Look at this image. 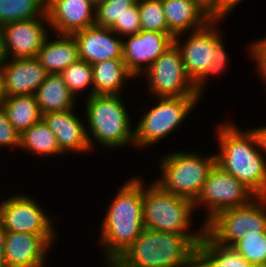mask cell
I'll use <instances>...</instances> for the list:
<instances>
[{
  "label": "cell",
  "instance_id": "cell-1",
  "mask_svg": "<svg viewBox=\"0 0 266 267\" xmlns=\"http://www.w3.org/2000/svg\"><path fill=\"white\" fill-rule=\"evenodd\" d=\"M199 234L159 232L144 228L109 267H194Z\"/></svg>",
  "mask_w": 266,
  "mask_h": 267
},
{
  "label": "cell",
  "instance_id": "cell-2",
  "mask_svg": "<svg viewBox=\"0 0 266 267\" xmlns=\"http://www.w3.org/2000/svg\"><path fill=\"white\" fill-rule=\"evenodd\" d=\"M220 153L216 164L248 187L257 197L266 196V162L256 149L257 137L253 130L241 132L230 123L219 126Z\"/></svg>",
  "mask_w": 266,
  "mask_h": 267
},
{
  "label": "cell",
  "instance_id": "cell-3",
  "mask_svg": "<svg viewBox=\"0 0 266 267\" xmlns=\"http://www.w3.org/2000/svg\"><path fill=\"white\" fill-rule=\"evenodd\" d=\"M143 182L134 178L121 187L102 225L101 242L110 266L143 231Z\"/></svg>",
  "mask_w": 266,
  "mask_h": 267
},
{
  "label": "cell",
  "instance_id": "cell-4",
  "mask_svg": "<svg viewBox=\"0 0 266 267\" xmlns=\"http://www.w3.org/2000/svg\"><path fill=\"white\" fill-rule=\"evenodd\" d=\"M86 114L95 140L104 146L119 147L134 144V130L119 95L89 96Z\"/></svg>",
  "mask_w": 266,
  "mask_h": 267
},
{
  "label": "cell",
  "instance_id": "cell-5",
  "mask_svg": "<svg viewBox=\"0 0 266 267\" xmlns=\"http://www.w3.org/2000/svg\"><path fill=\"white\" fill-rule=\"evenodd\" d=\"M193 201L164 190L156 181L143 187V226L159 232L187 233Z\"/></svg>",
  "mask_w": 266,
  "mask_h": 267
},
{
  "label": "cell",
  "instance_id": "cell-6",
  "mask_svg": "<svg viewBox=\"0 0 266 267\" xmlns=\"http://www.w3.org/2000/svg\"><path fill=\"white\" fill-rule=\"evenodd\" d=\"M162 177L157 180L164 190L195 201L213 166L216 155L203 158L197 153L177 152L161 162Z\"/></svg>",
  "mask_w": 266,
  "mask_h": 267
},
{
  "label": "cell",
  "instance_id": "cell-7",
  "mask_svg": "<svg viewBox=\"0 0 266 267\" xmlns=\"http://www.w3.org/2000/svg\"><path fill=\"white\" fill-rule=\"evenodd\" d=\"M199 97H159V102L143 114L134 130V145L151 146L170 134L196 105Z\"/></svg>",
  "mask_w": 266,
  "mask_h": 267
},
{
  "label": "cell",
  "instance_id": "cell-8",
  "mask_svg": "<svg viewBox=\"0 0 266 267\" xmlns=\"http://www.w3.org/2000/svg\"><path fill=\"white\" fill-rule=\"evenodd\" d=\"M257 196L241 181L224 171L218 164L210 170L204 185L193 202L194 207L205 204L209 215L205 223L220 211L249 204Z\"/></svg>",
  "mask_w": 266,
  "mask_h": 267
},
{
  "label": "cell",
  "instance_id": "cell-9",
  "mask_svg": "<svg viewBox=\"0 0 266 267\" xmlns=\"http://www.w3.org/2000/svg\"><path fill=\"white\" fill-rule=\"evenodd\" d=\"M149 86L159 97H199L188 77L178 47L173 44L146 71Z\"/></svg>",
  "mask_w": 266,
  "mask_h": 267
},
{
  "label": "cell",
  "instance_id": "cell-10",
  "mask_svg": "<svg viewBox=\"0 0 266 267\" xmlns=\"http://www.w3.org/2000/svg\"><path fill=\"white\" fill-rule=\"evenodd\" d=\"M0 222L6 231L55 235L49 217L25 195L12 196L0 203Z\"/></svg>",
  "mask_w": 266,
  "mask_h": 267
},
{
  "label": "cell",
  "instance_id": "cell-11",
  "mask_svg": "<svg viewBox=\"0 0 266 267\" xmlns=\"http://www.w3.org/2000/svg\"><path fill=\"white\" fill-rule=\"evenodd\" d=\"M220 18H213L204 27L193 30L188 40L180 46L177 37L174 44L178 47L186 74L195 83L216 59V30ZM213 25H215L213 27Z\"/></svg>",
  "mask_w": 266,
  "mask_h": 267
},
{
  "label": "cell",
  "instance_id": "cell-12",
  "mask_svg": "<svg viewBox=\"0 0 266 267\" xmlns=\"http://www.w3.org/2000/svg\"><path fill=\"white\" fill-rule=\"evenodd\" d=\"M128 37L127 41H123V60L134 77L141 75L142 71L145 73L174 44L175 38L171 33L145 30Z\"/></svg>",
  "mask_w": 266,
  "mask_h": 267
},
{
  "label": "cell",
  "instance_id": "cell-13",
  "mask_svg": "<svg viewBox=\"0 0 266 267\" xmlns=\"http://www.w3.org/2000/svg\"><path fill=\"white\" fill-rule=\"evenodd\" d=\"M40 18L11 22L0 27L7 59L37 56L45 40L48 39L47 29L43 27Z\"/></svg>",
  "mask_w": 266,
  "mask_h": 267
},
{
  "label": "cell",
  "instance_id": "cell-14",
  "mask_svg": "<svg viewBox=\"0 0 266 267\" xmlns=\"http://www.w3.org/2000/svg\"><path fill=\"white\" fill-rule=\"evenodd\" d=\"M55 236L6 231L5 267H43Z\"/></svg>",
  "mask_w": 266,
  "mask_h": 267
},
{
  "label": "cell",
  "instance_id": "cell-15",
  "mask_svg": "<svg viewBox=\"0 0 266 267\" xmlns=\"http://www.w3.org/2000/svg\"><path fill=\"white\" fill-rule=\"evenodd\" d=\"M94 9L96 5L91 0H47L48 25L59 35H72L95 25Z\"/></svg>",
  "mask_w": 266,
  "mask_h": 267
},
{
  "label": "cell",
  "instance_id": "cell-16",
  "mask_svg": "<svg viewBox=\"0 0 266 267\" xmlns=\"http://www.w3.org/2000/svg\"><path fill=\"white\" fill-rule=\"evenodd\" d=\"M114 31L97 25L74 32L79 59L91 65L105 60L123 59V41L113 37Z\"/></svg>",
  "mask_w": 266,
  "mask_h": 267
},
{
  "label": "cell",
  "instance_id": "cell-17",
  "mask_svg": "<svg viewBox=\"0 0 266 267\" xmlns=\"http://www.w3.org/2000/svg\"><path fill=\"white\" fill-rule=\"evenodd\" d=\"M12 60L1 68L6 97L34 95L37 88L46 80L47 71L36 57Z\"/></svg>",
  "mask_w": 266,
  "mask_h": 267
},
{
  "label": "cell",
  "instance_id": "cell-18",
  "mask_svg": "<svg viewBox=\"0 0 266 267\" xmlns=\"http://www.w3.org/2000/svg\"><path fill=\"white\" fill-rule=\"evenodd\" d=\"M162 3L168 30L174 37L189 28L198 30L213 19L204 0H162Z\"/></svg>",
  "mask_w": 266,
  "mask_h": 267
},
{
  "label": "cell",
  "instance_id": "cell-19",
  "mask_svg": "<svg viewBox=\"0 0 266 267\" xmlns=\"http://www.w3.org/2000/svg\"><path fill=\"white\" fill-rule=\"evenodd\" d=\"M42 119L56 136L62 152H83L91 149V137L72 110L44 113Z\"/></svg>",
  "mask_w": 266,
  "mask_h": 267
},
{
  "label": "cell",
  "instance_id": "cell-20",
  "mask_svg": "<svg viewBox=\"0 0 266 267\" xmlns=\"http://www.w3.org/2000/svg\"><path fill=\"white\" fill-rule=\"evenodd\" d=\"M61 38L46 39L36 58L48 74H60L66 67L79 60L77 41L73 35L61 34Z\"/></svg>",
  "mask_w": 266,
  "mask_h": 267
},
{
  "label": "cell",
  "instance_id": "cell-21",
  "mask_svg": "<svg viewBox=\"0 0 266 267\" xmlns=\"http://www.w3.org/2000/svg\"><path fill=\"white\" fill-rule=\"evenodd\" d=\"M194 267H254L232 246L215 242L206 232L197 244Z\"/></svg>",
  "mask_w": 266,
  "mask_h": 267
},
{
  "label": "cell",
  "instance_id": "cell-22",
  "mask_svg": "<svg viewBox=\"0 0 266 267\" xmlns=\"http://www.w3.org/2000/svg\"><path fill=\"white\" fill-rule=\"evenodd\" d=\"M34 95L42 115L74 108L75 96L69 91L61 74H48Z\"/></svg>",
  "mask_w": 266,
  "mask_h": 267
},
{
  "label": "cell",
  "instance_id": "cell-23",
  "mask_svg": "<svg viewBox=\"0 0 266 267\" xmlns=\"http://www.w3.org/2000/svg\"><path fill=\"white\" fill-rule=\"evenodd\" d=\"M205 226V232L221 245L233 246L246 233L243 224V206L217 213Z\"/></svg>",
  "mask_w": 266,
  "mask_h": 267
},
{
  "label": "cell",
  "instance_id": "cell-24",
  "mask_svg": "<svg viewBox=\"0 0 266 267\" xmlns=\"http://www.w3.org/2000/svg\"><path fill=\"white\" fill-rule=\"evenodd\" d=\"M93 88L89 96L119 95L125 79L133 78L123 59L100 61L92 65Z\"/></svg>",
  "mask_w": 266,
  "mask_h": 267
},
{
  "label": "cell",
  "instance_id": "cell-25",
  "mask_svg": "<svg viewBox=\"0 0 266 267\" xmlns=\"http://www.w3.org/2000/svg\"><path fill=\"white\" fill-rule=\"evenodd\" d=\"M8 121L20 135L42 119L35 95H15L6 97L3 103Z\"/></svg>",
  "mask_w": 266,
  "mask_h": 267
},
{
  "label": "cell",
  "instance_id": "cell-26",
  "mask_svg": "<svg viewBox=\"0 0 266 267\" xmlns=\"http://www.w3.org/2000/svg\"><path fill=\"white\" fill-rule=\"evenodd\" d=\"M46 3L47 0H0V27L38 17L48 22Z\"/></svg>",
  "mask_w": 266,
  "mask_h": 267
},
{
  "label": "cell",
  "instance_id": "cell-27",
  "mask_svg": "<svg viewBox=\"0 0 266 267\" xmlns=\"http://www.w3.org/2000/svg\"><path fill=\"white\" fill-rule=\"evenodd\" d=\"M20 146L38 155L63 153L58 146L56 136L43 119L20 135Z\"/></svg>",
  "mask_w": 266,
  "mask_h": 267
},
{
  "label": "cell",
  "instance_id": "cell-28",
  "mask_svg": "<svg viewBox=\"0 0 266 267\" xmlns=\"http://www.w3.org/2000/svg\"><path fill=\"white\" fill-rule=\"evenodd\" d=\"M232 247L254 267H266V230L246 231Z\"/></svg>",
  "mask_w": 266,
  "mask_h": 267
},
{
  "label": "cell",
  "instance_id": "cell-29",
  "mask_svg": "<svg viewBox=\"0 0 266 267\" xmlns=\"http://www.w3.org/2000/svg\"><path fill=\"white\" fill-rule=\"evenodd\" d=\"M141 30L170 33L162 0H137Z\"/></svg>",
  "mask_w": 266,
  "mask_h": 267
},
{
  "label": "cell",
  "instance_id": "cell-30",
  "mask_svg": "<svg viewBox=\"0 0 266 267\" xmlns=\"http://www.w3.org/2000/svg\"><path fill=\"white\" fill-rule=\"evenodd\" d=\"M60 74L73 95L93 85L92 65L83 60L79 59L77 62L69 65Z\"/></svg>",
  "mask_w": 266,
  "mask_h": 267
},
{
  "label": "cell",
  "instance_id": "cell-31",
  "mask_svg": "<svg viewBox=\"0 0 266 267\" xmlns=\"http://www.w3.org/2000/svg\"><path fill=\"white\" fill-rule=\"evenodd\" d=\"M137 0H103L96 5L95 25L110 28Z\"/></svg>",
  "mask_w": 266,
  "mask_h": 267
},
{
  "label": "cell",
  "instance_id": "cell-32",
  "mask_svg": "<svg viewBox=\"0 0 266 267\" xmlns=\"http://www.w3.org/2000/svg\"><path fill=\"white\" fill-rule=\"evenodd\" d=\"M265 206L266 196H258L255 200L253 199L249 204L243 206V224L245 231L266 230Z\"/></svg>",
  "mask_w": 266,
  "mask_h": 267
},
{
  "label": "cell",
  "instance_id": "cell-33",
  "mask_svg": "<svg viewBox=\"0 0 266 267\" xmlns=\"http://www.w3.org/2000/svg\"><path fill=\"white\" fill-rule=\"evenodd\" d=\"M115 34L136 35L141 31L140 14L137 2L127 9L120 20L110 27Z\"/></svg>",
  "mask_w": 266,
  "mask_h": 267
},
{
  "label": "cell",
  "instance_id": "cell-34",
  "mask_svg": "<svg viewBox=\"0 0 266 267\" xmlns=\"http://www.w3.org/2000/svg\"><path fill=\"white\" fill-rule=\"evenodd\" d=\"M218 33L219 32L216 31V59L209 65L208 70L194 83L199 96H201V88L203 87V82L206 81L205 79L208 77V75L222 72V70L226 67L227 54L222 40L220 39L221 36Z\"/></svg>",
  "mask_w": 266,
  "mask_h": 267
},
{
  "label": "cell",
  "instance_id": "cell-35",
  "mask_svg": "<svg viewBox=\"0 0 266 267\" xmlns=\"http://www.w3.org/2000/svg\"><path fill=\"white\" fill-rule=\"evenodd\" d=\"M0 145L20 146V133L8 121L3 107H0Z\"/></svg>",
  "mask_w": 266,
  "mask_h": 267
},
{
  "label": "cell",
  "instance_id": "cell-36",
  "mask_svg": "<svg viewBox=\"0 0 266 267\" xmlns=\"http://www.w3.org/2000/svg\"><path fill=\"white\" fill-rule=\"evenodd\" d=\"M242 0H210L208 11L213 18H224Z\"/></svg>",
  "mask_w": 266,
  "mask_h": 267
},
{
  "label": "cell",
  "instance_id": "cell-37",
  "mask_svg": "<svg viewBox=\"0 0 266 267\" xmlns=\"http://www.w3.org/2000/svg\"><path fill=\"white\" fill-rule=\"evenodd\" d=\"M251 55L252 58L256 59V64H258V70L260 75L263 76V79L266 81V38L258 42H254V45H251ZM254 56V57H253Z\"/></svg>",
  "mask_w": 266,
  "mask_h": 267
},
{
  "label": "cell",
  "instance_id": "cell-38",
  "mask_svg": "<svg viewBox=\"0 0 266 267\" xmlns=\"http://www.w3.org/2000/svg\"><path fill=\"white\" fill-rule=\"evenodd\" d=\"M5 239L6 230L0 222V267H5Z\"/></svg>",
  "mask_w": 266,
  "mask_h": 267
},
{
  "label": "cell",
  "instance_id": "cell-39",
  "mask_svg": "<svg viewBox=\"0 0 266 267\" xmlns=\"http://www.w3.org/2000/svg\"><path fill=\"white\" fill-rule=\"evenodd\" d=\"M252 130L257 137L259 149L262 148V151L266 152V126L257 129L254 128Z\"/></svg>",
  "mask_w": 266,
  "mask_h": 267
},
{
  "label": "cell",
  "instance_id": "cell-40",
  "mask_svg": "<svg viewBox=\"0 0 266 267\" xmlns=\"http://www.w3.org/2000/svg\"><path fill=\"white\" fill-rule=\"evenodd\" d=\"M7 60L8 59H7V56H6V53H5L3 35H2L1 30H0V70L5 65Z\"/></svg>",
  "mask_w": 266,
  "mask_h": 267
},
{
  "label": "cell",
  "instance_id": "cell-41",
  "mask_svg": "<svg viewBox=\"0 0 266 267\" xmlns=\"http://www.w3.org/2000/svg\"><path fill=\"white\" fill-rule=\"evenodd\" d=\"M5 99H6V93L4 89V78L0 70V107L3 106Z\"/></svg>",
  "mask_w": 266,
  "mask_h": 267
},
{
  "label": "cell",
  "instance_id": "cell-42",
  "mask_svg": "<svg viewBox=\"0 0 266 267\" xmlns=\"http://www.w3.org/2000/svg\"><path fill=\"white\" fill-rule=\"evenodd\" d=\"M95 5H97L98 3L102 2L103 0H91Z\"/></svg>",
  "mask_w": 266,
  "mask_h": 267
}]
</instances>
